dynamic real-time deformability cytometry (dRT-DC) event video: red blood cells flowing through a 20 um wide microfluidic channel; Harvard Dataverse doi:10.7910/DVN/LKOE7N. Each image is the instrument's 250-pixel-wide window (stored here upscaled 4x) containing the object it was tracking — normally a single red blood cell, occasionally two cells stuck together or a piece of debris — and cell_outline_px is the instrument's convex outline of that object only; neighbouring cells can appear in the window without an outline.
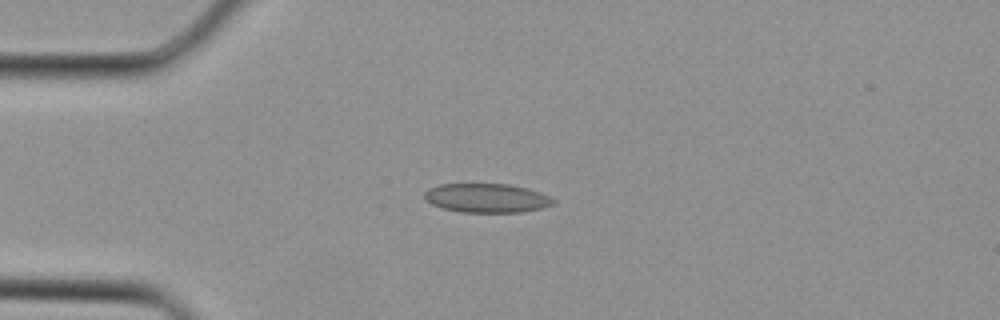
{"species": "Egyptian fruit bat (a non-hibernating species)", "species_latin": "Rousettus aegyptiacus", "temperature_condition": "cold", "stored_images_in_passage": 2, "camera_frame_rate_fps": 3000, "um_per_image_px": 0.085, "animal": {"sex": "female"}, "frame": {"image": 1, "passage_image": 2, "time_ms": 0.333, "image_size_px": [1000, 320], "cell_outline_px": [[556, 200], [552, 204], [544, 208], [520, 212], [460, 212], [444, 208], [432, 204], [424, 196], [424, 192], [428, 188], [440, 184], [508, 184], [528, 188], [540, 192]], "centroid_in_image_um": [41.39, 16.83], "position_along_channel_um": 43.6, "area_um2": 21.73}}